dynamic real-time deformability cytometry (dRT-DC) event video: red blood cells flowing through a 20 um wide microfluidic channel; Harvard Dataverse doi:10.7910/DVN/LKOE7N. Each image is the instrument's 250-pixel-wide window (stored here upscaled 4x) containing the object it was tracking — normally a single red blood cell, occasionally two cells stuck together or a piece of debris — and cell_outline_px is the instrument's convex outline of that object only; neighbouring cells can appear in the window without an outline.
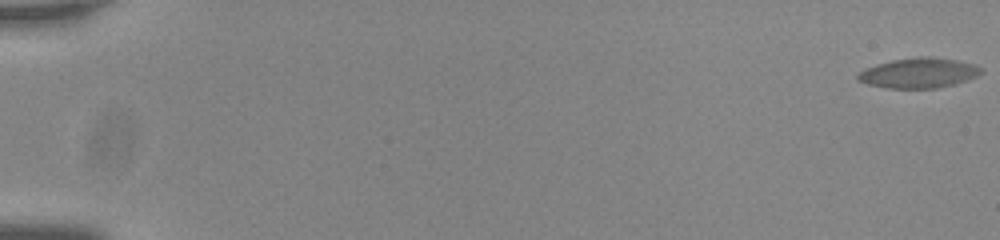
{"species": "common noctule bat (a hibernating species)", "species_latin": "Nyctalus noctula", "temperature_condition": "room temperature", "stored_images_in_passage": 60, "camera_frame_rate_fps": 3000, "um_per_image_px": 0.085, "animal": {"sex": "male", "body_mass_g": 20.0, "forearm_length_mm": 53.3}, "frame": {"image": 1, "passage_image": 1, "time_ms": 0.0, "image_size_px": [1000, 240], "cell_outline_px": [[984, 72], [976, 76], [952, 84], [936, 88], [888, 88], [868, 84], [856, 80], [856, 76], [860, 72], [868, 68], [892, 60], [924, 56], [956, 60], [972, 64], [980, 68]], "centroid_in_image_um": [78.07, 6.21], "position_along_channel_um": 6.9, "area_um2": 21.04}}
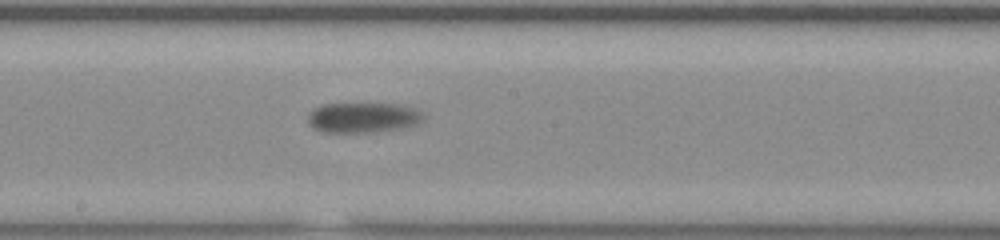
{"frame": {"image": 2, "passage_image": 35, "time_ms": 11.333, "image_size_px": [1000, 240], "cell_outline_px": [[424, 120], [408, 128], [372, 132], [320, 132], [312, 128], [308, 124], [308, 112], [320, 104], [400, 104], [412, 108], [424, 116]], "centroid_in_image_um": [30.81, 10.0], "position_along_channel_um": 217.4, "area_um2": 20.52}}
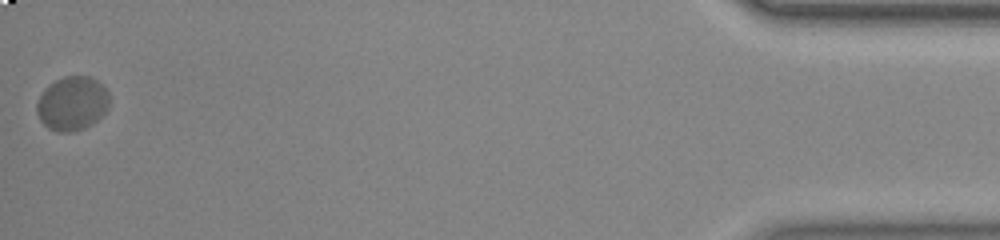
{"frame": {"image": 3, "passage_image": 60, "time_ms": 19.667, "image_size_px": [1000, 240], "cell_outline_px": [[108, 108], [92, 124], [84, 128], [72, 132], [56, 132], [48, 128], [40, 120], [36, 112], [36, 104], [44, 88], [48, 84], [64, 76], [88, 76], [96, 80], [108, 92]], "centroid_in_image_um": [6.1, 8.8], "position_along_channel_um": 429.1, "area_um2": 22.83}, "authors_computed_cell_mechanics": {"area_um2": 20.3745, "velocity_mm_per_s": 3.5579, "shape_relaxation_time_tau1_ms": 2.6996, "shape_relaxation_time_tau2_ms": null, "deformation_change_tau1": 0.0634, "deformation_change_tau2": null}}